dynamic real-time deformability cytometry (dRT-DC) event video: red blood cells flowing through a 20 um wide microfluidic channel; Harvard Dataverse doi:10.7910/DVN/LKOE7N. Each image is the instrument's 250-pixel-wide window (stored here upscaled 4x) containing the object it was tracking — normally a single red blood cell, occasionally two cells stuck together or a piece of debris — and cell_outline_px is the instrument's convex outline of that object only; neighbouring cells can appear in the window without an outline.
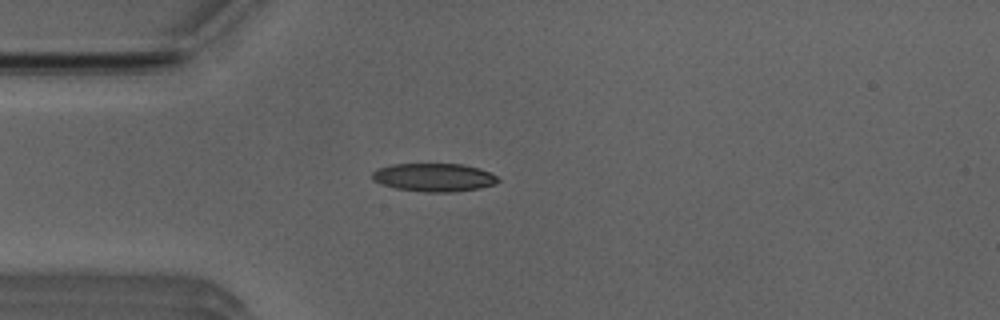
{"species": "Egyptian fruit bat (a non-hibernating species)", "species_latin": "Rousettus aegyptiacus", "temperature_condition": "room temperature", "stored_images_in_passage": 50, "camera_frame_rate_fps": 3000, "um_per_image_px": 0.085, "animal": {"sex": "male"}, "frame": {"image": 1, "passage_image": 12, "time_ms": 3.667, "image_size_px": [1000, 320], "cell_outline_px": [[500, 180], [496, 184], [480, 188], [452, 192], [424, 192], [396, 188], [380, 184], [372, 180], [372, 172], [380, 168], [392, 164], [460, 164], [480, 168], [496, 176]], "centroid_in_image_um": [36.88, 15.08], "position_along_channel_um": 48.1, "area_um2": 20.69}}
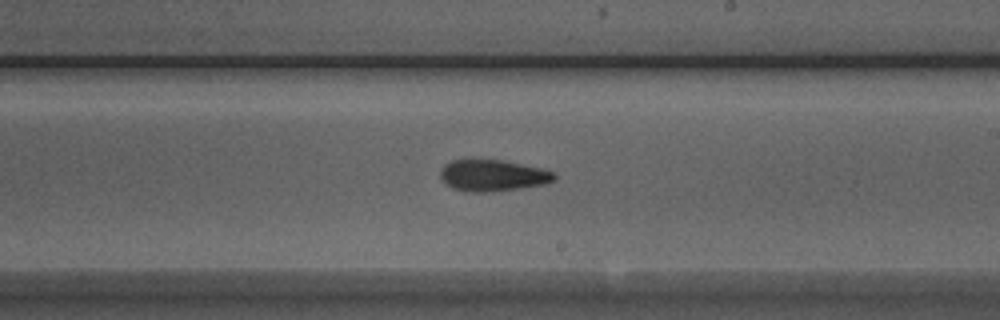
{"frame": {"image": 2, "passage_image": 28, "time_ms": 9.0, "image_size_px": [1000, 320], "cell_outline_px": [[556, 180], [548, 184], [492, 192], [472, 192], [452, 188], [444, 184], [440, 180], [440, 172], [444, 164], [452, 160], [500, 160], [540, 168], [552, 172], [556, 176]], "centroid_in_image_um": [41.86, 14.93], "position_along_channel_um": 247.1, "area_um2": 20.92}}
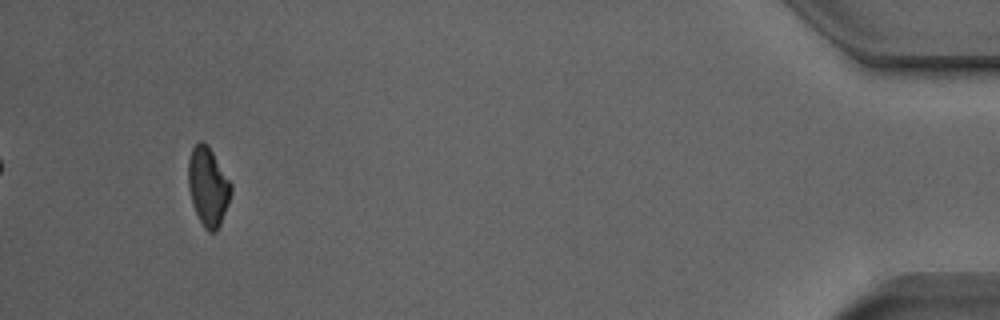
{"frame": {"image": 3, "passage_image": 47, "time_ms": 15.333, "image_size_px": [1000, 320], "cell_outline_px": [[232, 192], [228, 204], [220, 224], [216, 232], [208, 232], [204, 228], [192, 204], [188, 188], [188, 160], [192, 148], [200, 140], [208, 144], [232, 184]], "centroid_in_image_um": [17.68, 15.84], "position_along_channel_um": 417.5, "area_um2": 19.71}, "authors_computed_cell_mechanics": {"area_um2": 20.2589, "velocity_mm_per_s": 3.9318, "shape_relaxation_time_tau1_ms": null, "shape_relaxation_time_tau2_ms": 7.5275, "deformation_change_tau1": null, "deformation_change_tau2": 0.1601}}